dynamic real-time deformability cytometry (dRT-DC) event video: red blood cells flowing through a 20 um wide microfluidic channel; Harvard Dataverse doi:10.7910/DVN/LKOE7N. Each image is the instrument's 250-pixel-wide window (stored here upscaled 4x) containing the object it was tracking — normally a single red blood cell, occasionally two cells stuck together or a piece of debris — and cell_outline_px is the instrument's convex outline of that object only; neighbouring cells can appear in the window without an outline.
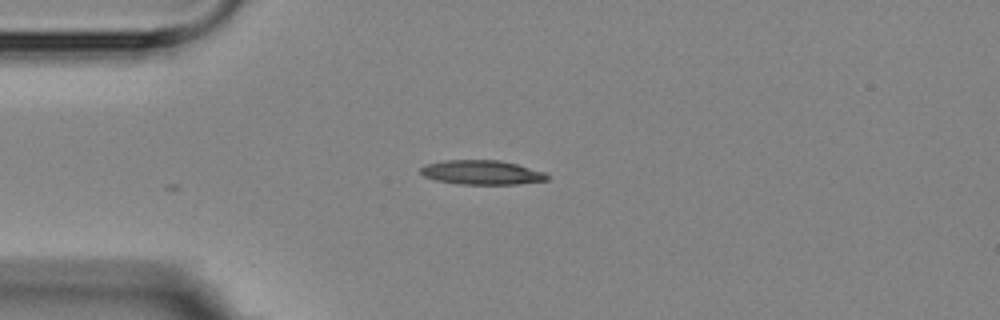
{"species": "Egyptian fruit bat (a non-hibernating species)", "species_latin": "Rousettus aegyptiacus", "temperature_condition": "room temperature", "stored_images_in_passage": 3, "camera_frame_rate_fps": 3000, "um_per_image_px": 0.085, "animal": {"sex": "female"}, "frame": {"image": 1, "passage_image": 1, "time_ms": 0.0, "image_size_px": [1000, 320], "cell_outline_px": [[548, 180], [516, 184], [460, 184], [436, 180], [424, 176], [420, 172], [420, 168], [424, 164], [444, 160], [500, 160], [516, 164], [544, 172], [548, 176]], "centroid_in_image_um": [40.91, 14.65], "position_along_channel_um": 44.1, "area_um2": 17.86}}
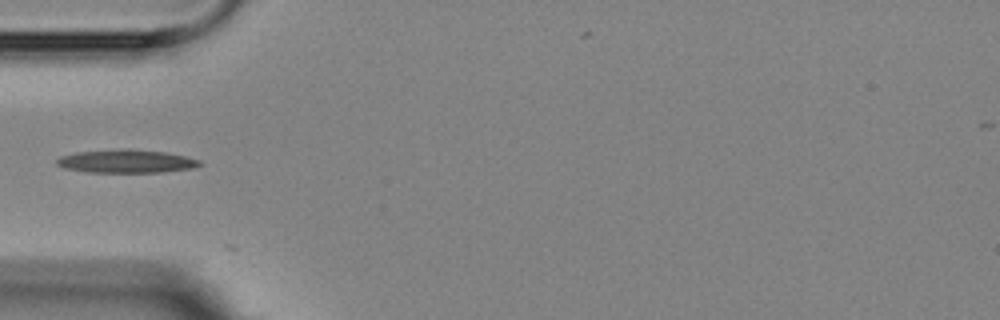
{"frame": {"image": 2, "passage_image": 2, "time_ms": 1.333, "image_size_px": [1000, 320], "cell_outline_px": [[204, 164], [192, 168], [160, 172], [88, 172], [64, 168], [56, 164], [56, 160], [60, 156], [76, 152], [124, 148], [128, 148], [164, 152], [184, 156], [200, 160]], "centroid_in_image_um": [10.72, 13.7], "position_along_channel_um": 74.3, "area_um2": 19.36}}